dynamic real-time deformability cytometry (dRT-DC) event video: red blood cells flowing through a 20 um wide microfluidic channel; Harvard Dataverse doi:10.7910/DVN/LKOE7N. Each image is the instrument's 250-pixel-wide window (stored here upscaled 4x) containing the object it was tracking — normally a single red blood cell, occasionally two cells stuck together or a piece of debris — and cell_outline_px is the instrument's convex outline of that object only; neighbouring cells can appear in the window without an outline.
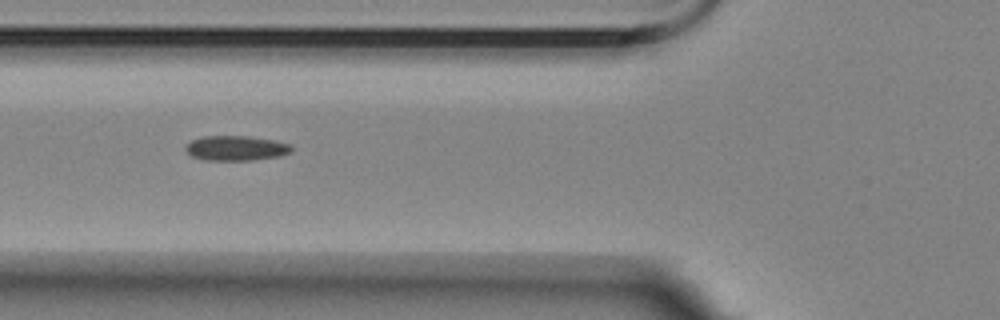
{"species": "Egyptian fruit bat (a non-hibernating species)", "species_latin": "Rousettus aegyptiacus", "temperature_condition": "room temperature", "stored_images_in_passage": 4, "camera_frame_rate_fps": 3000, "um_per_image_px": 0.085, "animal": {"sex": "female"}, "frame": {"image": 1, "passage_image": 3, "time_ms": 2.333, "image_size_px": [1000, 320], "cell_outline_px": [[292, 152], [280, 156], [252, 160], [208, 160], [192, 156], [184, 148], [192, 140], [204, 136], [248, 136], [272, 140], [292, 144]], "centroid_in_image_um": [20.1, 12.59], "position_along_channel_um": 105.7, "area_um2": 15.26}}
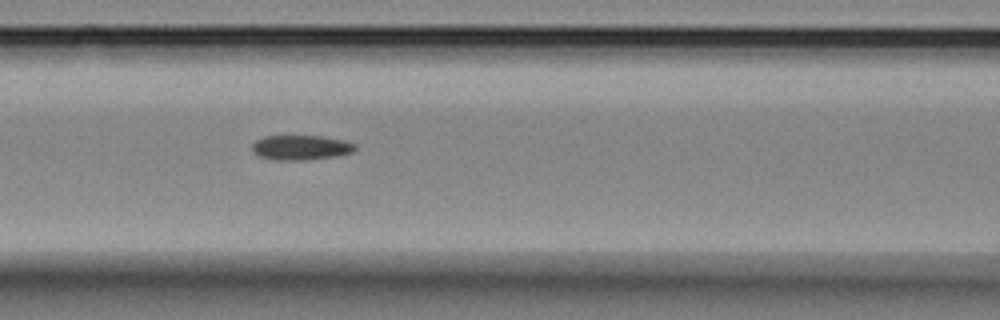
{"frame": {"image": 2, "passage_image": 4, "time_ms": 3.333, "image_size_px": [1000, 320], "cell_outline_px": [[356, 148], [352, 152], [336, 156], [304, 160], [272, 160], [260, 156], [252, 152], [252, 144], [256, 140], [264, 136], [324, 136], [344, 140], [356, 144]], "centroid_in_image_um": [25.56, 12.54], "position_along_channel_um": 141.0, "area_um2": 14.97}}